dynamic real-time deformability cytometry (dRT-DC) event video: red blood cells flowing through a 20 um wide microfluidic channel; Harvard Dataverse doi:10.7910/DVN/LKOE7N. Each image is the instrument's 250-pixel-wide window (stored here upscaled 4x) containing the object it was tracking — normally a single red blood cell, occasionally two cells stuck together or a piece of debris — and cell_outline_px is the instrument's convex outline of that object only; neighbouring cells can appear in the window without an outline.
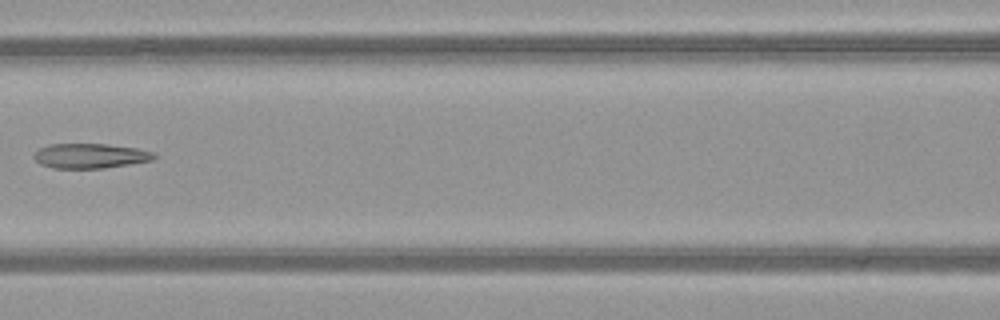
{"species": "common noctule bat (a hibernating species)", "species_latin": "Nyctalus noctula", "temperature_condition": "warm", "stored_images_in_passage": 7, "camera_frame_rate_fps": 3000, "um_per_image_px": 0.085, "animal": {"sex": "female", "body_mass_g": 21.9}, "frame": {"image": 1, "passage_image": 6, "time_ms": 1.667, "image_size_px": [1000, 320], "cell_outline_px": [[156, 156], [152, 160], [104, 168], [52, 168], [40, 164], [32, 156], [40, 148], [48, 144], [108, 144], [136, 148], [152, 152]], "centroid_in_image_um": [7.63, 13.24], "position_along_channel_um": 159.0, "area_um2": 17.22}}
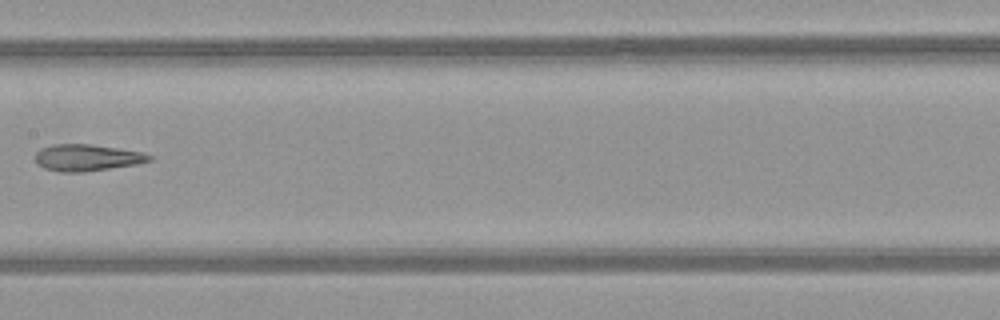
{"frame": {"image": 2, "passage_image": 7, "time_ms": 2.0, "image_size_px": [1000, 320], "cell_outline_px": [[152, 160], [136, 164], [84, 172], [60, 172], [44, 168], [36, 164], [36, 152], [40, 148], [52, 144], [92, 144], [144, 152], [152, 156]], "centroid_in_image_um": [7.38, 13.39], "position_along_channel_um": 200.0, "area_um2": 17.8}}